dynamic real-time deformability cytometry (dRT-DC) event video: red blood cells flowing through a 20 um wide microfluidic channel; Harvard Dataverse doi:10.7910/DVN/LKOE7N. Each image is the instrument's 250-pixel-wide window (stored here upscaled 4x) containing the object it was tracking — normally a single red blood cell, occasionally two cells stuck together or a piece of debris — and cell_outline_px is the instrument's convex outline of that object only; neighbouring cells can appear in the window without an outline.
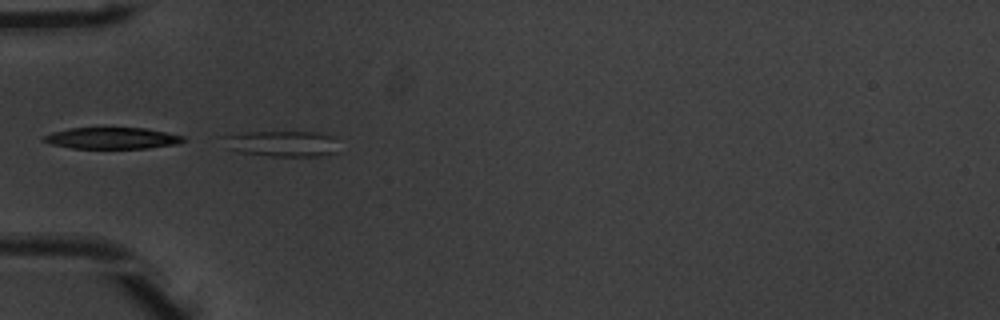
{"species": "common noctule bat (a hibernating species)", "species_latin": "Nyctalus noctula", "temperature_condition": "warm", "stored_images_in_passage": 39, "camera_frame_rate_fps": 3000, "um_per_image_px": 0.085, "animal": {"sex": "male", "body_mass_g": 20.1, "forearm_length_mm": 53.5}, "frame": {"image": 1, "passage_image": 3, "time_ms": 0.667, "image_size_px": [1000, 320], "cell_outline_px": [[336, 152], [324, 156], [272, 156], [240, 152], [224, 148], [216, 136], [244, 132], [296, 128], [320, 132], [336, 136]], "centroid_in_image_um": [23.9, 12.13], "position_along_channel_um": 61.1, "area_um2": 19.13}}
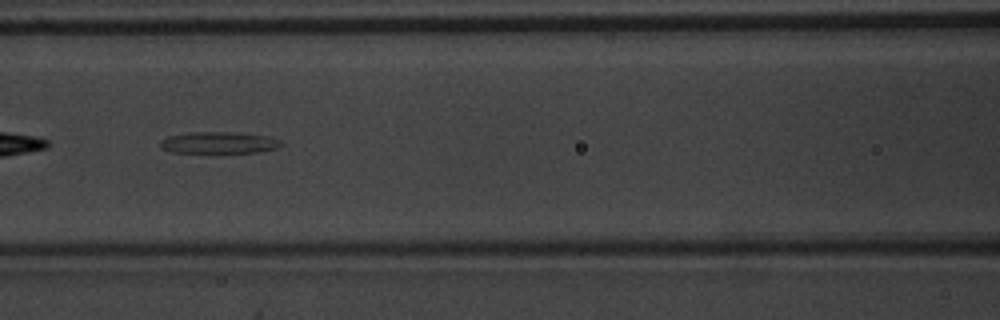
{"frame": {"image": 2, "passage_image": 10, "time_ms": 3.0, "image_size_px": [1000, 320], "cell_outline_px": [[284, 144], [280, 148], [256, 152], [172, 152], [160, 148], [160, 140], [168, 136], [192, 132], [228, 132], [268, 136], [280, 140]], "centroid_in_image_um": [18.62, 12.12], "position_along_channel_um": 148.0, "area_um2": 15.14}}
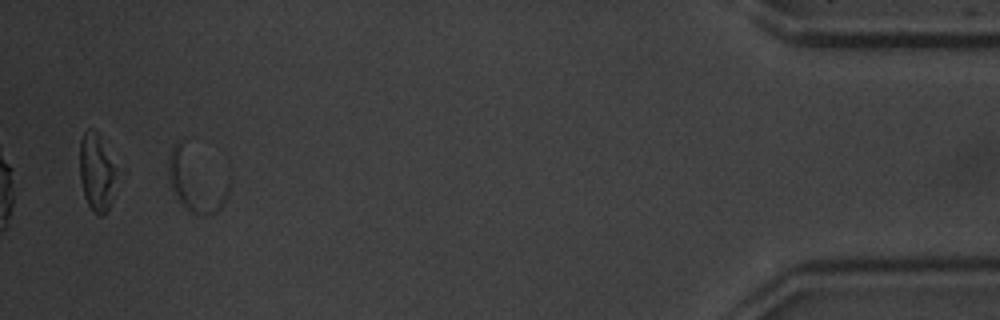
{"frame": {"image": 3, "passage_image": 36, "time_ms": 11.667, "image_size_px": [1000, 320], "cell_outline_px": [[232, 180], [228, 192], [220, 208], [216, 212], [208, 216], [196, 216], [188, 212], [176, 196], [168, 180], [168, 156], [172, 148], [180, 140], [184, 140], [232, 168]], "centroid_in_image_um": [16.84, 15.22], "position_along_channel_um": 418.4, "area_um2": 24.85}}